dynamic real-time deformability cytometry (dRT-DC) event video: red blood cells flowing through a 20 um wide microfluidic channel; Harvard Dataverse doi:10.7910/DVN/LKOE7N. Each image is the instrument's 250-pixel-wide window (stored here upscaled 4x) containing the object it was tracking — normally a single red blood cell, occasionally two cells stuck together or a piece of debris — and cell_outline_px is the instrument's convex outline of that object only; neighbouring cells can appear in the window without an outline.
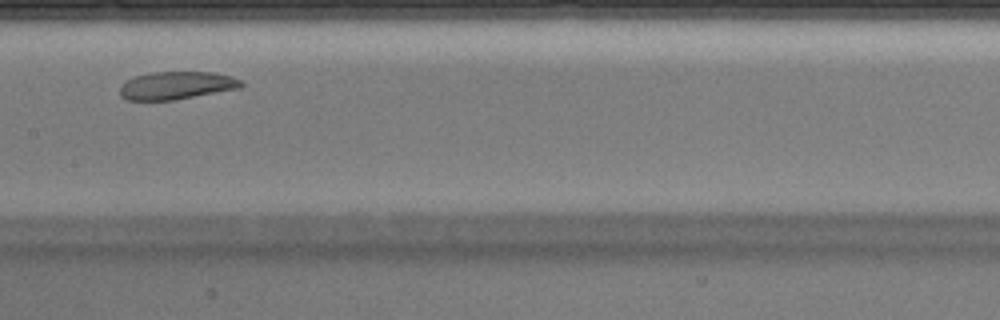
{"species": "Egyptian fruit bat (a non-hibernating species)", "species_latin": "Rousettus aegyptiacus", "temperature_condition": "warm", "stored_images_in_passage": 30, "camera_frame_rate_fps": 3000, "um_per_image_px": 0.085, "animal": {"sex": "male"}, "frame": {"image": 1, "passage_image": 13, "time_ms": 4.0, "image_size_px": [1000, 320], "cell_outline_px": [[244, 84], [240, 88], [176, 100], [124, 100], [120, 96], [120, 88], [128, 80], [136, 76], [152, 72], [216, 72], [232, 76], [240, 80]], "centroid_in_image_um": [15.03, 7.27], "position_along_channel_um": 192.4, "area_um2": 19.71}}